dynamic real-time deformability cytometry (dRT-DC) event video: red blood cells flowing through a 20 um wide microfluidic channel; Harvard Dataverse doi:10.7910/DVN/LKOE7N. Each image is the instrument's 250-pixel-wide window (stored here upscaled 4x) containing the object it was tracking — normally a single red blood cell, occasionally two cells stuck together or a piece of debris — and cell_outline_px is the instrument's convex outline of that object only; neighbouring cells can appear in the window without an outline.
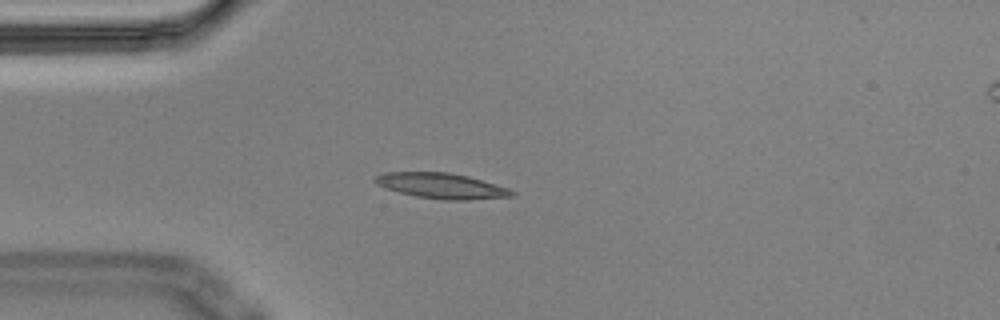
{"species": "Egyptian fruit bat (a non-hibernating species)", "species_latin": "Rousettus aegyptiacus", "temperature_condition": "cold", "stored_images_in_passage": 8, "camera_frame_rate_fps": 3000, "um_per_image_px": 0.085, "animal": {"sex": "male"}, "frame": {"image": 1, "passage_image": 4, "time_ms": 1.0, "image_size_px": [1000, 320], "cell_outline_px": [[516, 192], [512, 196], [468, 200], [444, 200], [416, 196], [384, 188], [376, 184], [376, 176], [384, 172], [448, 172], [468, 176], [508, 188]], "centroid_in_image_um": [37.53, 15.79], "position_along_channel_um": 47.5, "area_um2": 20.11}}
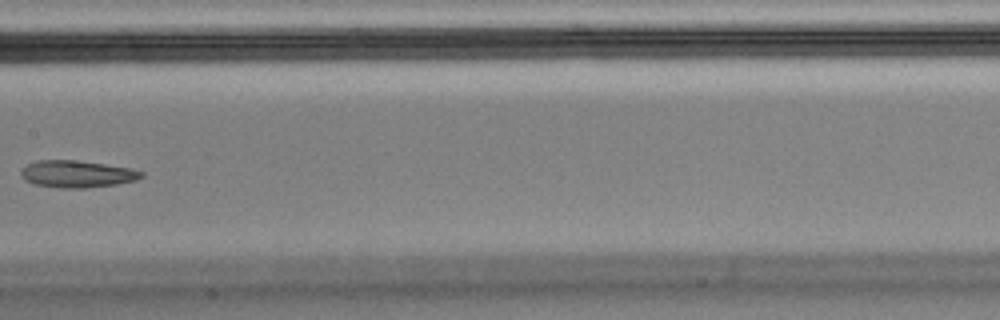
{"frame": {"image": 2, "passage_image": 8, "time_ms": 2.333, "image_size_px": [1000, 320], "cell_outline_px": [[144, 176], [136, 180], [116, 184], [84, 188], [60, 188], [36, 184], [24, 180], [20, 176], [20, 172], [28, 164], [36, 160], [76, 160], [132, 168], [144, 172]], "centroid_in_image_um": [6.56, 14.79], "position_along_channel_um": 200.8, "area_um2": 18.96}}